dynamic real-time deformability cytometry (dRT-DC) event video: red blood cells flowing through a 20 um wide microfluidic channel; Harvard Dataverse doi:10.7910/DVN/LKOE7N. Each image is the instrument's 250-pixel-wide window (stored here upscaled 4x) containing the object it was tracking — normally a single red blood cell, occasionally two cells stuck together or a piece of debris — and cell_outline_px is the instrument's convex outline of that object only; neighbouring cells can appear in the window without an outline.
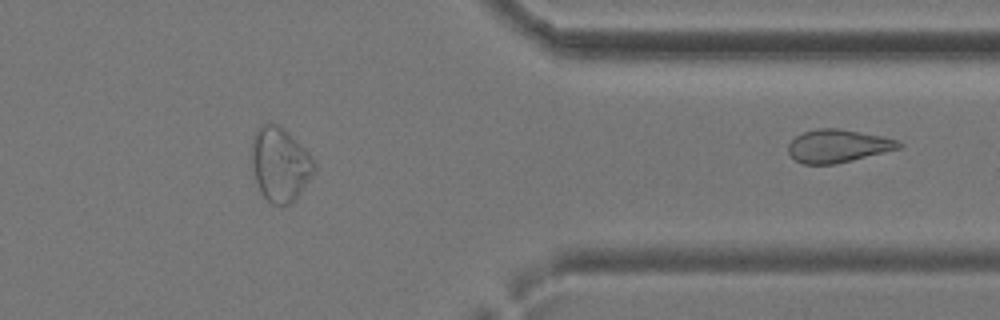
{"species": "common noctule bat (a hibernating species)", "species_latin": "Nyctalus noctula", "temperature_condition": "cold", "stored_images_in_passage": 21, "segment_of_instrument_passage": [2, 2], "camera_frame_rate_fps": 3000, "um_per_image_px": 0.085, "animal": {"sex": "female", "body_mass_g": 24.6, "forearm_length_mm": 56.2}, "frame": {"image": 1, "passage_image": 21, "time_ms": 6.667, "image_size_px": [1000, 320], "cell_outline_px": [[904, 144], [900, 148], [832, 164], [804, 164], [796, 160], [788, 152], [788, 144], [796, 136], [804, 132], [820, 128], [840, 128], [884, 136], [896, 140]], "centroid_in_image_um": [71.21, 12.39], "position_along_channel_um": 340.2, "area_um2": 20.92}}